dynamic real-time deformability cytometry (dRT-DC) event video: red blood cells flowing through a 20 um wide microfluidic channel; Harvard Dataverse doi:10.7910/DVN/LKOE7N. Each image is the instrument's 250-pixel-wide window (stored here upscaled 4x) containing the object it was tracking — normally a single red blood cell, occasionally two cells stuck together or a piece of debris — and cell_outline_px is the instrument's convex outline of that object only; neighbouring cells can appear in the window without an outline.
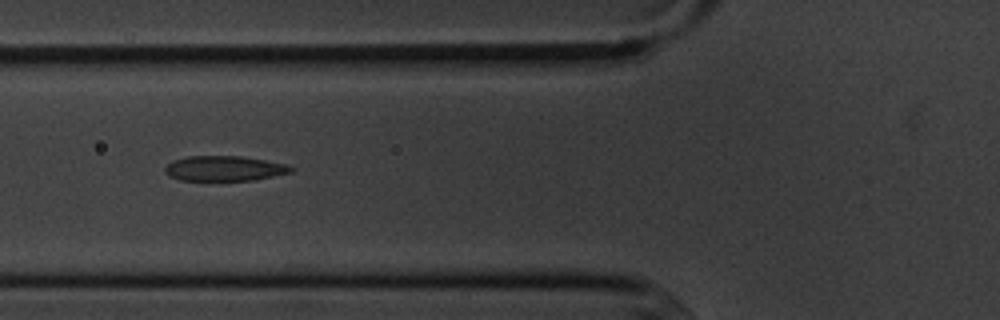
{"species": "common noctule bat (a hibernating species)", "species_latin": "Nyctalus noctula", "temperature_condition": "cold", "stored_images_in_passage": 8, "camera_frame_rate_fps": 3000, "um_per_image_px": 0.085, "animal": {"sex": "male", "body_mass_g": 20.1, "forearm_length_mm": 53.5}, "frame": {"image": 1, "passage_image": 6, "time_ms": 5.667, "image_size_px": [1000, 320], "cell_outline_px": [[296, 168], [292, 172], [252, 180], [180, 180], [168, 176], [164, 172], [164, 168], [172, 160], [188, 156], [240, 156], [264, 160], [284, 164]], "centroid_in_image_um": [19.03, 14.31], "position_along_channel_um": 106.8, "area_um2": 18.32}}
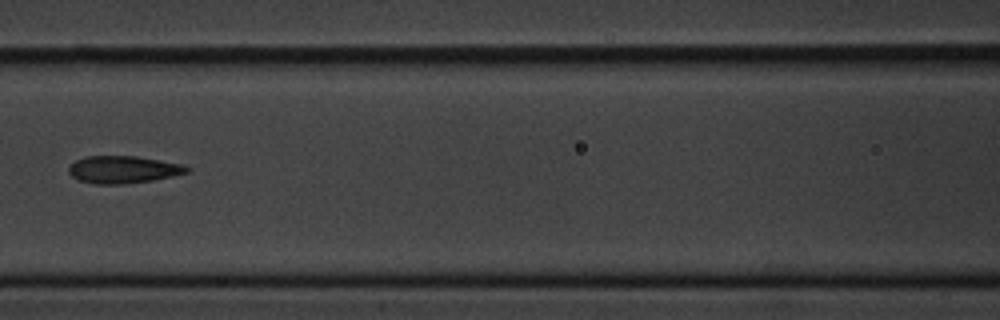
{"frame": {"image": 2, "passage_image": 7, "time_ms": 7.0, "image_size_px": [1000, 320], "cell_outline_px": [[192, 168], [188, 172], [172, 176], [152, 180], [124, 184], [96, 184], [80, 180], [72, 176], [68, 172], [68, 168], [76, 160], [84, 156], [136, 156], [160, 160], [180, 164]], "centroid_in_image_um": [10.46, 14.41], "position_along_channel_um": 156.1, "area_um2": 18.73}}
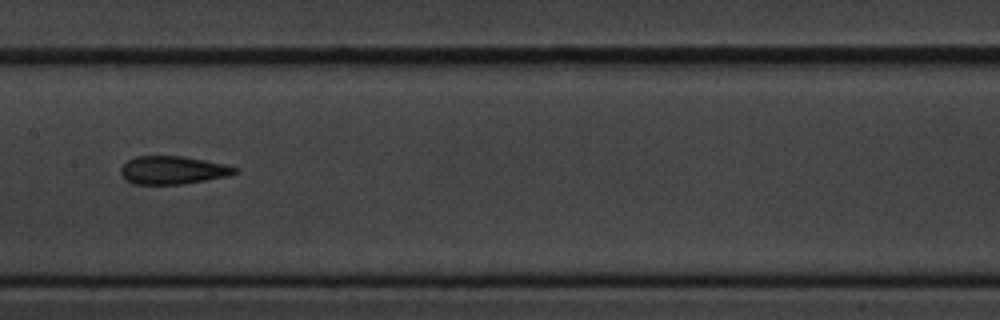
{"frame": {"image": 3, "passage_image": 8, "time_ms": 8.0, "image_size_px": [1000, 320], "cell_outline_px": [[240, 168], [236, 172], [228, 176], [180, 184], [132, 184], [124, 180], [120, 172], [120, 168], [128, 160], [136, 156], [184, 156], [224, 164]], "centroid_in_image_um": [14.65, 14.46], "position_along_channel_um": 192.7, "area_um2": 18.67}}